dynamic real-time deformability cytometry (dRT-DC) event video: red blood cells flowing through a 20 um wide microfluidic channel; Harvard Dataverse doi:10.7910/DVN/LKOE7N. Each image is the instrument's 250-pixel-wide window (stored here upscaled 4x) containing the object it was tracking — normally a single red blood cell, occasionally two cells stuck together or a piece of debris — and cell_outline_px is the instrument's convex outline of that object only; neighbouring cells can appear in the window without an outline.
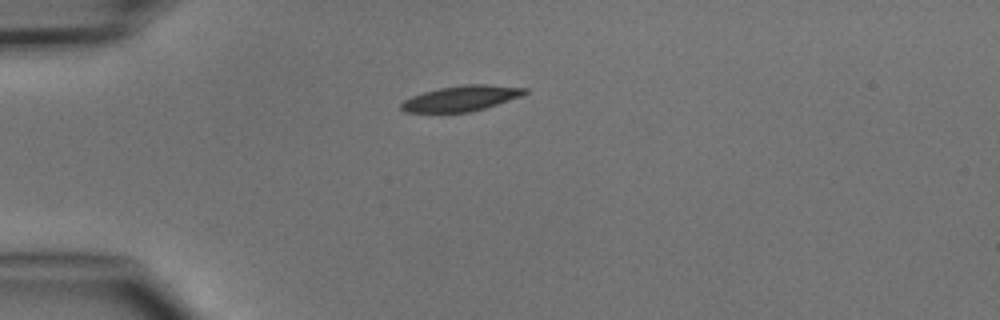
{"species": "common noctule bat (a hibernating species)", "species_latin": "Nyctalus noctula", "temperature_condition": "cold", "stored_images_in_passage": 1, "camera_frame_rate_fps": 3000, "um_per_image_px": 0.085, "animal": {"sex": "male", "body_mass_g": 15.6}, "frame": {"image": 1, "passage_image": 1, "time_ms": 0.0, "image_size_px": [1000, 320], "cell_outline_px": [[528, 92], [520, 96], [484, 108], [468, 112], [404, 112], [400, 108], [400, 104], [404, 100], [412, 96], [424, 92], [440, 88], [464, 84], [488, 84], [528, 88]], "centroid_in_image_um": [39.19, 8.35], "position_along_channel_um": 45.8, "area_um2": 18.15}}